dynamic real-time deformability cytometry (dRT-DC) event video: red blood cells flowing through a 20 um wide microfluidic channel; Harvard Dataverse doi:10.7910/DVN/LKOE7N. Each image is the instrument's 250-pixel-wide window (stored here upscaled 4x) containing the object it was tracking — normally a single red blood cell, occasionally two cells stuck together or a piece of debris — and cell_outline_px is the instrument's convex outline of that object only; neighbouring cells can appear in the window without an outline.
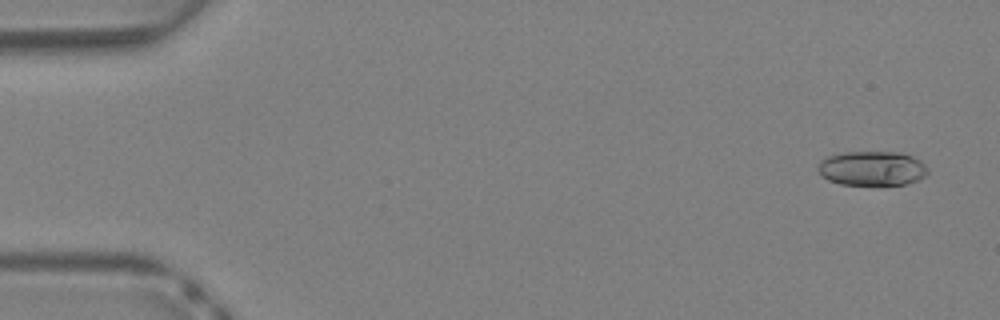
{"species": "Egyptian fruit bat (a non-hibernating species)", "species_latin": "Rousettus aegyptiacus", "temperature_condition": "warm", "stored_images_in_passage": 40, "camera_frame_rate_fps": 3000, "um_per_image_px": 0.085, "animal": {"sex": "female"}, "frame": {"image": 1, "passage_image": 2, "time_ms": 0.333, "image_size_px": [1000, 320], "cell_outline_px": [[928, 172], [924, 176], [908, 184], [840, 184], [828, 180], [820, 176], [816, 168], [820, 160], [828, 156], [844, 152], [900, 152], [912, 156], [920, 160], [928, 168]], "centroid_in_image_um": [74.09, 14.3], "position_along_channel_um": 10.9, "area_um2": 22.14}}
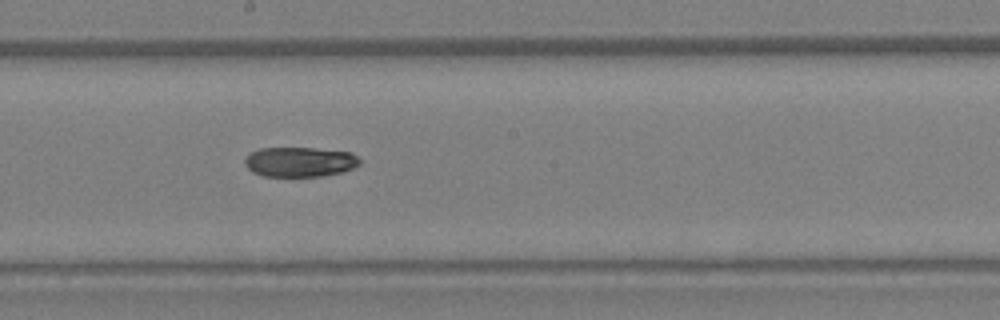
{"frame": {"image": 2, "passage_image": 22, "time_ms": 7.0, "image_size_px": [1000, 320], "cell_outline_px": [[360, 164], [352, 168], [340, 172], [320, 176], [264, 176], [252, 172], [244, 164], [244, 160], [252, 152], [260, 148], [312, 148], [352, 152], [360, 160]], "centroid_in_image_um": [25.47, 13.76], "position_along_channel_um": 222.7, "area_um2": 19.83}}
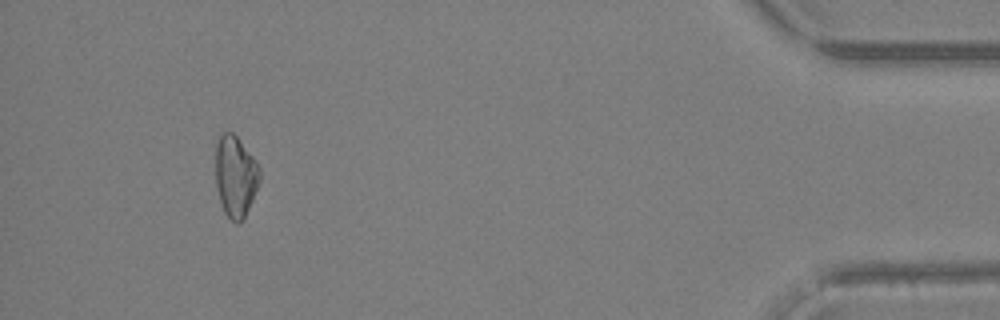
{"frame": {"image": 3, "passage_image": 37, "time_ms": 12.0, "image_size_px": [1000, 320], "cell_outline_px": [[260, 180], [244, 220], [240, 224], [236, 224], [224, 212], [220, 200], [216, 184], [216, 144], [220, 132], [232, 132], [236, 136], [256, 160], [260, 168]], "centroid_in_image_um": [20.02, 14.99], "position_along_channel_um": 415.2, "area_um2": 20.98}}